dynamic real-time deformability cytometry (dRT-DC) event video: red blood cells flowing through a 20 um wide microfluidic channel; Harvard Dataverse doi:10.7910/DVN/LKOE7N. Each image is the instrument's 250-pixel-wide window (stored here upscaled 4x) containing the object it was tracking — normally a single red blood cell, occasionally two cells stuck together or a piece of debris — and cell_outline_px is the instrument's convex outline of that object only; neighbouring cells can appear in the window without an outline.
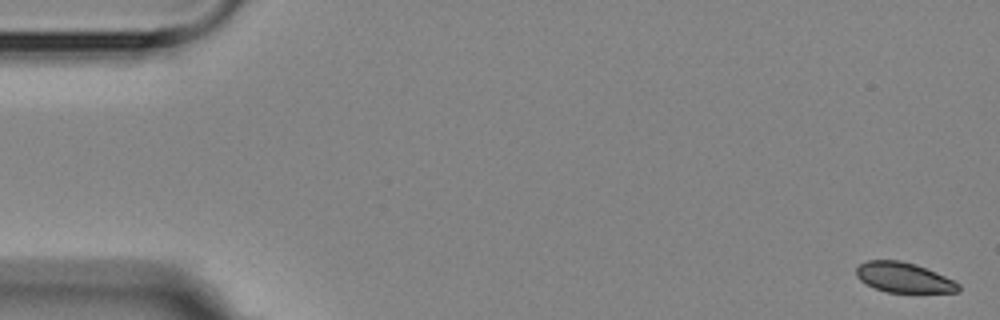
{"species": "Egyptian fruit bat (a non-hibernating species)", "species_latin": "Rousettus aegyptiacus", "temperature_condition": "room temperature", "stored_images_in_passage": 10, "camera_frame_rate_fps": 3000, "um_per_image_px": 0.085, "animal": {"sex": "female"}, "frame": {"image": 1, "passage_image": 1, "time_ms": 0.0, "image_size_px": [1000, 320], "cell_outline_px": [[960, 292], [888, 292], [876, 288], [860, 280], [856, 276], [856, 268], [860, 264], [868, 260], [900, 260], [916, 264], [936, 272], [960, 284]], "centroid_in_image_um": [76.82, 23.58], "position_along_channel_um": 8.2, "area_um2": 17.74}}
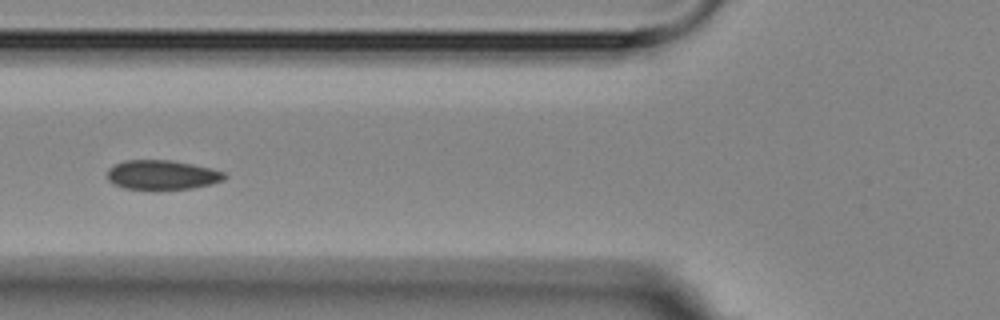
{"frame": {"image": 2, "passage_image": 6, "time_ms": 6.667, "image_size_px": [1000, 320], "cell_outline_px": [[228, 176], [224, 180], [192, 188], [156, 192], [124, 188], [112, 184], [108, 180], [108, 168], [124, 160], [172, 160], [212, 168], [224, 172]], "centroid_in_image_um": [13.76, 14.9], "position_along_channel_um": 112.0, "area_um2": 20.81}}
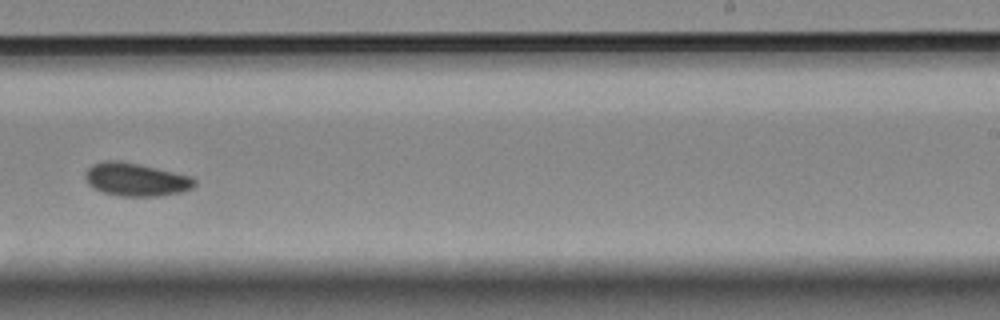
{"frame": {"image": 3, "passage_image": 10, "time_ms": 11.333, "image_size_px": [1000, 320], "cell_outline_px": [[196, 184], [192, 188], [180, 192], [156, 196], [120, 196], [104, 192], [92, 188], [88, 184], [84, 176], [84, 172], [92, 164], [104, 160], [116, 160], [140, 164], [192, 176], [196, 180]], "centroid_in_image_um": [11.53, 15.25], "position_along_channel_um": 277.5, "area_um2": 21.21}}